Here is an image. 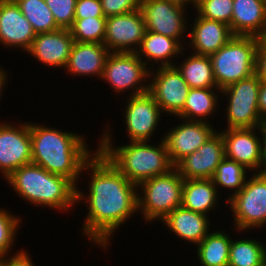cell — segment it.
Returning <instances> with one entry per match:
<instances>
[{
  "label": "cell",
  "mask_w": 266,
  "mask_h": 266,
  "mask_svg": "<svg viewBox=\"0 0 266 266\" xmlns=\"http://www.w3.org/2000/svg\"><path fill=\"white\" fill-rule=\"evenodd\" d=\"M254 74L263 81H266V48L259 43L255 57Z\"/></svg>",
  "instance_id": "obj_38"
},
{
  "label": "cell",
  "mask_w": 266,
  "mask_h": 266,
  "mask_svg": "<svg viewBox=\"0 0 266 266\" xmlns=\"http://www.w3.org/2000/svg\"><path fill=\"white\" fill-rule=\"evenodd\" d=\"M125 111L126 130L130 142L149 141L158 127L161 109L149 93L131 96Z\"/></svg>",
  "instance_id": "obj_15"
},
{
  "label": "cell",
  "mask_w": 266,
  "mask_h": 266,
  "mask_svg": "<svg viewBox=\"0 0 266 266\" xmlns=\"http://www.w3.org/2000/svg\"><path fill=\"white\" fill-rule=\"evenodd\" d=\"M110 137L111 134L104 132L98 149L131 183L137 186L149 178L165 175L174 168L163 138L156 147L147 144V141H139L114 148Z\"/></svg>",
  "instance_id": "obj_3"
},
{
  "label": "cell",
  "mask_w": 266,
  "mask_h": 266,
  "mask_svg": "<svg viewBox=\"0 0 266 266\" xmlns=\"http://www.w3.org/2000/svg\"><path fill=\"white\" fill-rule=\"evenodd\" d=\"M194 54L210 56L224 46L234 35L230 26L197 15L191 32L188 34Z\"/></svg>",
  "instance_id": "obj_21"
},
{
  "label": "cell",
  "mask_w": 266,
  "mask_h": 266,
  "mask_svg": "<svg viewBox=\"0 0 266 266\" xmlns=\"http://www.w3.org/2000/svg\"><path fill=\"white\" fill-rule=\"evenodd\" d=\"M36 37L30 22L14 0H0V43L27 52Z\"/></svg>",
  "instance_id": "obj_18"
},
{
  "label": "cell",
  "mask_w": 266,
  "mask_h": 266,
  "mask_svg": "<svg viewBox=\"0 0 266 266\" xmlns=\"http://www.w3.org/2000/svg\"><path fill=\"white\" fill-rule=\"evenodd\" d=\"M147 63L149 62L142 61L134 52H110L101 79L110 83L113 90L115 89L114 92L117 91V93L126 89H132L131 96L146 93L149 90V84H146L147 81L144 79L153 75ZM141 82H145L146 85Z\"/></svg>",
  "instance_id": "obj_9"
},
{
  "label": "cell",
  "mask_w": 266,
  "mask_h": 266,
  "mask_svg": "<svg viewBox=\"0 0 266 266\" xmlns=\"http://www.w3.org/2000/svg\"><path fill=\"white\" fill-rule=\"evenodd\" d=\"M265 12L266 0H233V35L259 38L264 33Z\"/></svg>",
  "instance_id": "obj_22"
},
{
  "label": "cell",
  "mask_w": 266,
  "mask_h": 266,
  "mask_svg": "<svg viewBox=\"0 0 266 266\" xmlns=\"http://www.w3.org/2000/svg\"><path fill=\"white\" fill-rule=\"evenodd\" d=\"M224 157V141L217 131L196 151L181 159L174 168L183 179H212Z\"/></svg>",
  "instance_id": "obj_16"
},
{
  "label": "cell",
  "mask_w": 266,
  "mask_h": 266,
  "mask_svg": "<svg viewBox=\"0 0 266 266\" xmlns=\"http://www.w3.org/2000/svg\"><path fill=\"white\" fill-rule=\"evenodd\" d=\"M234 214L235 227L241 231L266 225V177L254 173L244 187L227 199Z\"/></svg>",
  "instance_id": "obj_8"
},
{
  "label": "cell",
  "mask_w": 266,
  "mask_h": 266,
  "mask_svg": "<svg viewBox=\"0 0 266 266\" xmlns=\"http://www.w3.org/2000/svg\"><path fill=\"white\" fill-rule=\"evenodd\" d=\"M7 258L8 257H0V266H9V258Z\"/></svg>",
  "instance_id": "obj_44"
},
{
  "label": "cell",
  "mask_w": 266,
  "mask_h": 266,
  "mask_svg": "<svg viewBox=\"0 0 266 266\" xmlns=\"http://www.w3.org/2000/svg\"><path fill=\"white\" fill-rule=\"evenodd\" d=\"M9 266H34L29 255L25 251H19L13 257H9Z\"/></svg>",
  "instance_id": "obj_40"
},
{
  "label": "cell",
  "mask_w": 266,
  "mask_h": 266,
  "mask_svg": "<svg viewBox=\"0 0 266 266\" xmlns=\"http://www.w3.org/2000/svg\"><path fill=\"white\" fill-rule=\"evenodd\" d=\"M74 39L69 29L60 28L46 33L36 34L27 51L43 64L50 67L65 68Z\"/></svg>",
  "instance_id": "obj_19"
},
{
  "label": "cell",
  "mask_w": 266,
  "mask_h": 266,
  "mask_svg": "<svg viewBox=\"0 0 266 266\" xmlns=\"http://www.w3.org/2000/svg\"><path fill=\"white\" fill-rule=\"evenodd\" d=\"M261 80L253 74L221 89V94L228 95V129L257 128L266 126L258 111V93Z\"/></svg>",
  "instance_id": "obj_7"
},
{
  "label": "cell",
  "mask_w": 266,
  "mask_h": 266,
  "mask_svg": "<svg viewBox=\"0 0 266 266\" xmlns=\"http://www.w3.org/2000/svg\"><path fill=\"white\" fill-rule=\"evenodd\" d=\"M217 95L213 88H190L183 110L177 116L188 121H204L215 112Z\"/></svg>",
  "instance_id": "obj_28"
},
{
  "label": "cell",
  "mask_w": 266,
  "mask_h": 266,
  "mask_svg": "<svg viewBox=\"0 0 266 266\" xmlns=\"http://www.w3.org/2000/svg\"><path fill=\"white\" fill-rule=\"evenodd\" d=\"M261 167L262 168H260L258 173L261 174L262 176L266 177V139H265L264 146H263V159H262Z\"/></svg>",
  "instance_id": "obj_41"
},
{
  "label": "cell",
  "mask_w": 266,
  "mask_h": 266,
  "mask_svg": "<svg viewBox=\"0 0 266 266\" xmlns=\"http://www.w3.org/2000/svg\"><path fill=\"white\" fill-rule=\"evenodd\" d=\"M199 1L200 0H178L179 3H184V4H186V6H187V4H190V2L192 4H194L193 6H195Z\"/></svg>",
  "instance_id": "obj_43"
},
{
  "label": "cell",
  "mask_w": 266,
  "mask_h": 266,
  "mask_svg": "<svg viewBox=\"0 0 266 266\" xmlns=\"http://www.w3.org/2000/svg\"><path fill=\"white\" fill-rule=\"evenodd\" d=\"M6 180L29 203L59 210H69L76 204L77 185L34 163L16 169Z\"/></svg>",
  "instance_id": "obj_4"
},
{
  "label": "cell",
  "mask_w": 266,
  "mask_h": 266,
  "mask_svg": "<svg viewBox=\"0 0 266 266\" xmlns=\"http://www.w3.org/2000/svg\"><path fill=\"white\" fill-rule=\"evenodd\" d=\"M180 65L179 67L176 64L174 66L178 69L190 88L219 89L217 88L209 56L192 53Z\"/></svg>",
  "instance_id": "obj_26"
},
{
  "label": "cell",
  "mask_w": 266,
  "mask_h": 266,
  "mask_svg": "<svg viewBox=\"0 0 266 266\" xmlns=\"http://www.w3.org/2000/svg\"><path fill=\"white\" fill-rule=\"evenodd\" d=\"M255 130L257 129L237 128L220 132L224 141L225 157L236 161L252 172L260 169L262 165L266 126L259 127L262 139H259Z\"/></svg>",
  "instance_id": "obj_12"
},
{
  "label": "cell",
  "mask_w": 266,
  "mask_h": 266,
  "mask_svg": "<svg viewBox=\"0 0 266 266\" xmlns=\"http://www.w3.org/2000/svg\"><path fill=\"white\" fill-rule=\"evenodd\" d=\"M36 34L60 29L44 0H14Z\"/></svg>",
  "instance_id": "obj_30"
},
{
  "label": "cell",
  "mask_w": 266,
  "mask_h": 266,
  "mask_svg": "<svg viewBox=\"0 0 266 266\" xmlns=\"http://www.w3.org/2000/svg\"><path fill=\"white\" fill-rule=\"evenodd\" d=\"M194 8L200 17L222 22L231 29L233 0H200Z\"/></svg>",
  "instance_id": "obj_33"
},
{
  "label": "cell",
  "mask_w": 266,
  "mask_h": 266,
  "mask_svg": "<svg viewBox=\"0 0 266 266\" xmlns=\"http://www.w3.org/2000/svg\"><path fill=\"white\" fill-rule=\"evenodd\" d=\"M184 179L173 168L167 174L155 176L140 183L143 195H138V210L146 221H161L181 206Z\"/></svg>",
  "instance_id": "obj_6"
},
{
  "label": "cell",
  "mask_w": 266,
  "mask_h": 266,
  "mask_svg": "<svg viewBox=\"0 0 266 266\" xmlns=\"http://www.w3.org/2000/svg\"><path fill=\"white\" fill-rule=\"evenodd\" d=\"M19 219L10 214L8 210L0 209V257H6L9 254L20 225Z\"/></svg>",
  "instance_id": "obj_34"
},
{
  "label": "cell",
  "mask_w": 266,
  "mask_h": 266,
  "mask_svg": "<svg viewBox=\"0 0 266 266\" xmlns=\"http://www.w3.org/2000/svg\"><path fill=\"white\" fill-rule=\"evenodd\" d=\"M53 13L56 24L60 28L69 29L75 18L77 0H44Z\"/></svg>",
  "instance_id": "obj_35"
},
{
  "label": "cell",
  "mask_w": 266,
  "mask_h": 266,
  "mask_svg": "<svg viewBox=\"0 0 266 266\" xmlns=\"http://www.w3.org/2000/svg\"><path fill=\"white\" fill-rule=\"evenodd\" d=\"M105 17L140 9V0H100Z\"/></svg>",
  "instance_id": "obj_36"
},
{
  "label": "cell",
  "mask_w": 266,
  "mask_h": 266,
  "mask_svg": "<svg viewBox=\"0 0 266 266\" xmlns=\"http://www.w3.org/2000/svg\"><path fill=\"white\" fill-rule=\"evenodd\" d=\"M91 17H105L102 12L100 0H77L75 6V18L83 19Z\"/></svg>",
  "instance_id": "obj_37"
},
{
  "label": "cell",
  "mask_w": 266,
  "mask_h": 266,
  "mask_svg": "<svg viewBox=\"0 0 266 266\" xmlns=\"http://www.w3.org/2000/svg\"><path fill=\"white\" fill-rule=\"evenodd\" d=\"M106 17L74 19L69 31L76 42H104Z\"/></svg>",
  "instance_id": "obj_32"
},
{
  "label": "cell",
  "mask_w": 266,
  "mask_h": 266,
  "mask_svg": "<svg viewBox=\"0 0 266 266\" xmlns=\"http://www.w3.org/2000/svg\"><path fill=\"white\" fill-rule=\"evenodd\" d=\"M145 31V21L140 9L108 16L103 44L110 52L136 53Z\"/></svg>",
  "instance_id": "obj_11"
},
{
  "label": "cell",
  "mask_w": 266,
  "mask_h": 266,
  "mask_svg": "<svg viewBox=\"0 0 266 266\" xmlns=\"http://www.w3.org/2000/svg\"><path fill=\"white\" fill-rule=\"evenodd\" d=\"M207 216L179 206L162 221L182 240L198 245L209 232L210 222Z\"/></svg>",
  "instance_id": "obj_23"
},
{
  "label": "cell",
  "mask_w": 266,
  "mask_h": 266,
  "mask_svg": "<svg viewBox=\"0 0 266 266\" xmlns=\"http://www.w3.org/2000/svg\"><path fill=\"white\" fill-rule=\"evenodd\" d=\"M258 111L260 117L266 122V81L263 80L258 93Z\"/></svg>",
  "instance_id": "obj_39"
},
{
  "label": "cell",
  "mask_w": 266,
  "mask_h": 266,
  "mask_svg": "<svg viewBox=\"0 0 266 266\" xmlns=\"http://www.w3.org/2000/svg\"><path fill=\"white\" fill-rule=\"evenodd\" d=\"M32 163L67 177L75 185L92 157L81 135L30 123ZM80 175V176H79Z\"/></svg>",
  "instance_id": "obj_2"
},
{
  "label": "cell",
  "mask_w": 266,
  "mask_h": 266,
  "mask_svg": "<svg viewBox=\"0 0 266 266\" xmlns=\"http://www.w3.org/2000/svg\"><path fill=\"white\" fill-rule=\"evenodd\" d=\"M205 121H187L172 128L164 137L168 157L173 166L192 154L217 131Z\"/></svg>",
  "instance_id": "obj_17"
},
{
  "label": "cell",
  "mask_w": 266,
  "mask_h": 266,
  "mask_svg": "<svg viewBox=\"0 0 266 266\" xmlns=\"http://www.w3.org/2000/svg\"><path fill=\"white\" fill-rule=\"evenodd\" d=\"M259 43L257 37L233 36L217 52L209 56L219 92L232 83L254 74Z\"/></svg>",
  "instance_id": "obj_5"
},
{
  "label": "cell",
  "mask_w": 266,
  "mask_h": 266,
  "mask_svg": "<svg viewBox=\"0 0 266 266\" xmlns=\"http://www.w3.org/2000/svg\"><path fill=\"white\" fill-rule=\"evenodd\" d=\"M181 42L169 36L146 30L136 54L141 60L142 56H146L149 62L152 60L156 64L161 62L160 67L174 66L171 58L182 53L184 48H182Z\"/></svg>",
  "instance_id": "obj_24"
},
{
  "label": "cell",
  "mask_w": 266,
  "mask_h": 266,
  "mask_svg": "<svg viewBox=\"0 0 266 266\" xmlns=\"http://www.w3.org/2000/svg\"><path fill=\"white\" fill-rule=\"evenodd\" d=\"M109 53L104 44L74 41L65 69L73 75L102 78Z\"/></svg>",
  "instance_id": "obj_20"
},
{
  "label": "cell",
  "mask_w": 266,
  "mask_h": 266,
  "mask_svg": "<svg viewBox=\"0 0 266 266\" xmlns=\"http://www.w3.org/2000/svg\"><path fill=\"white\" fill-rule=\"evenodd\" d=\"M185 5L172 0H140L146 30L169 36L178 42L181 38L183 40L182 36L187 30Z\"/></svg>",
  "instance_id": "obj_10"
},
{
  "label": "cell",
  "mask_w": 266,
  "mask_h": 266,
  "mask_svg": "<svg viewBox=\"0 0 266 266\" xmlns=\"http://www.w3.org/2000/svg\"><path fill=\"white\" fill-rule=\"evenodd\" d=\"M148 92L154 97L162 113L176 116L184 107L190 87L175 66L158 67Z\"/></svg>",
  "instance_id": "obj_14"
},
{
  "label": "cell",
  "mask_w": 266,
  "mask_h": 266,
  "mask_svg": "<svg viewBox=\"0 0 266 266\" xmlns=\"http://www.w3.org/2000/svg\"><path fill=\"white\" fill-rule=\"evenodd\" d=\"M0 124V171L6 179L16 169L32 163L30 123Z\"/></svg>",
  "instance_id": "obj_13"
},
{
  "label": "cell",
  "mask_w": 266,
  "mask_h": 266,
  "mask_svg": "<svg viewBox=\"0 0 266 266\" xmlns=\"http://www.w3.org/2000/svg\"><path fill=\"white\" fill-rule=\"evenodd\" d=\"M212 179H184L181 206L204 215L219 202Z\"/></svg>",
  "instance_id": "obj_25"
},
{
  "label": "cell",
  "mask_w": 266,
  "mask_h": 266,
  "mask_svg": "<svg viewBox=\"0 0 266 266\" xmlns=\"http://www.w3.org/2000/svg\"><path fill=\"white\" fill-rule=\"evenodd\" d=\"M259 41L266 48V31L259 37Z\"/></svg>",
  "instance_id": "obj_45"
},
{
  "label": "cell",
  "mask_w": 266,
  "mask_h": 266,
  "mask_svg": "<svg viewBox=\"0 0 266 266\" xmlns=\"http://www.w3.org/2000/svg\"><path fill=\"white\" fill-rule=\"evenodd\" d=\"M247 169L238 164L236 161L224 157L223 160L217 166L216 172L212 177L214 185L219 188L234 189L233 194H237L246 182V171Z\"/></svg>",
  "instance_id": "obj_31"
},
{
  "label": "cell",
  "mask_w": 266,
  "mask_h": 266,
  "mask_svg": "<svg viewBox=\"0 0 266 266\" xmlns=\"http://www.w3.org/2000/svg\"><path fill=\"white\" fill-rule=\"evenodd\" d=\"M7 81V75L3 69L0 68V96H1V91L4 89V86Z\"/></svg>",
  "instance_id": "obj_42"
},
{
  "label": "cell",
  "mask_w": 266,
  "mask_h": 266,
  "mask_svg": "<svg viewBox=\"0 0 266 266\" xmlns=\"http://www.w3.org/2000/svg\"><path fill=\"white\" fill-rule=\"evenodd\" d=\"M232 239L224 231L208 233L197 245L202 266H228Z\"/></svg>",
  "instance_id": "obj_27"
},
{
  "label": "cell",
  "mask_w": 266,
  "mask_h": 266,
  "mask_svg": "<svg viewBox=\"0 0 266 266\" xmlns=\"http://www.w3.org/2000/svg\"><path fill=\"white\" fill-rule=\"evenodd\" d=\"M264 31H266V12H265V27H264Z\"/></svg>",
  "instance_id": "obj_46"
},
{
  "label": "cell",
  "mask_w": 266,
  "mask_h": 266,
  "mask_svg": "<svg viewBox=\"0 0 266 266\" xmlns=\"http://www.w3.org/2000/svg\"><path fill=\"white\" fill-rule=\"evenodd\" d=\"M266 261V247L252 239L231 242L228 266H261Z\"/></svg>",
  "instance_id": "obj_29"
},
{
  "label": "cell",
  "mask_w": 266,
  "mask_h": 266,
  "mask_svg": "<svg viewBox=\"0 0 266 266\" xmlns=\"http://www.w3.org/2000/svg\"><path fill=\"white\" fill-rule=\"evenodd\" d=\"M82 171L91 169L89 194L76 189V202L86 198L89 210L83 234L92 243L107 248L113 232L138 210L139 187L131 183L97 148ZM106 246V247H105Z\"/></svg>",
  "instance_id": "obj_1"
}]
</instances>
